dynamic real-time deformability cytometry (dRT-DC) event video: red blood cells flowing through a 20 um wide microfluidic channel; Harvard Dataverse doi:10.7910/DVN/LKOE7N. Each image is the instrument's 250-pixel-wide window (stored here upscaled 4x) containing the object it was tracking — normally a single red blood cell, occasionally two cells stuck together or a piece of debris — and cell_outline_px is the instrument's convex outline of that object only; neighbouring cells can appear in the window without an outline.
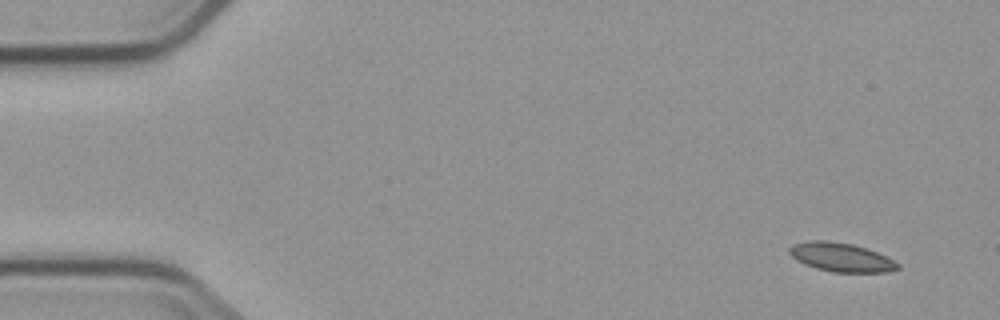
{"species": "common noctule bat (a hibernating species)", "species_latin": "Nyctalus noctula", "temperature_condition": "cold", "stored_images_in_passage": 4, "camera_frame_rate_fps": 3000, "um_per_image_px": 0.085, "animal": {"sex": "male", "body_mass_g": 23.1, "forearm_length_mm": 52.7}, "frame": {"image": 1, "passage_image": 1, "time_ms": 0.0, "image_size_px": [1000, 320], "cell_outline_px": [[900, 268], [888, 272], [832, 272], [816, 268], [804, 264], [792, 256], [788, 252], [788, 248], [792, 244], [808, 240], [828, 240], [852, 244], [876, 252], [900, 264]], "centroid_in_image_um": [71.45, 21.86], "position_along_channel_um": 13.5, "area_um2": 18.15}}
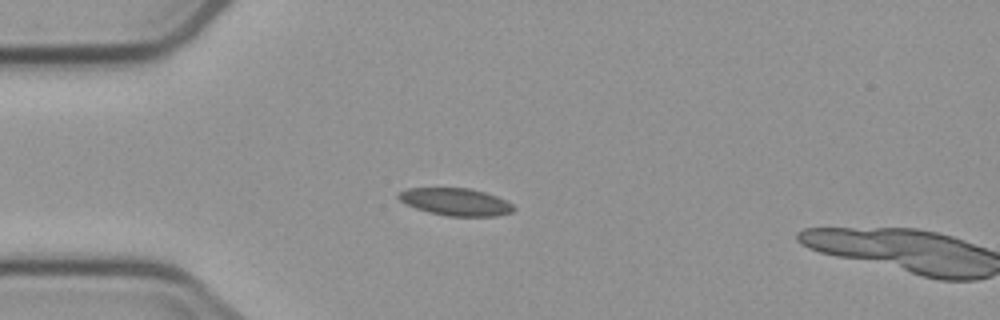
{"frame": {"image": 2, "passage_image": 3, "time_ms": 3.667, "image_size_px": [1000, 320], "cell_outline_px": [[516, 208], [512, 212], [496, 216], [448, 216], [428, 212], [416, 208], [400, 200], [396, 196], [396, 192], [408, 188], [468, 188], [484, 192], [496, 196], [512, 204]], "centroid_in_image_um": [38.71, 17.15], "position_along_channel_um": 46.3, "area_um2": 18.32}}